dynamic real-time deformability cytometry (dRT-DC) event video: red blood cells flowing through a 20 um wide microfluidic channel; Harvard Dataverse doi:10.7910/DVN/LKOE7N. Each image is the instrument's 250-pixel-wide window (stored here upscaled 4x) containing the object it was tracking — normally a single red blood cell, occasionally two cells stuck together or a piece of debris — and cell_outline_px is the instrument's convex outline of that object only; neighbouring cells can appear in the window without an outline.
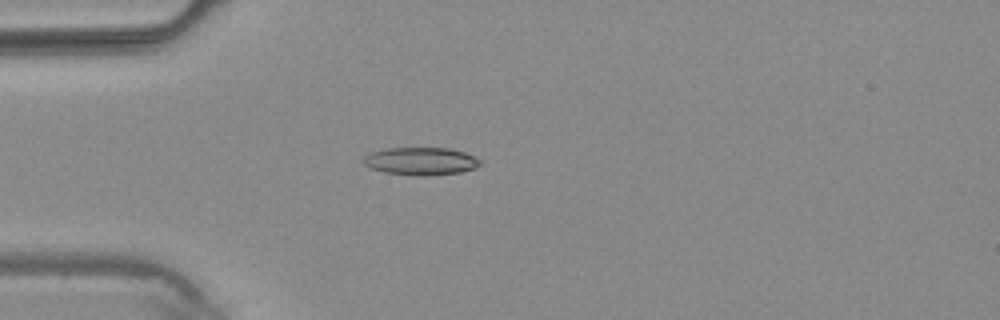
{"species": "common noctule bat (a hibernating species)", "species_latin": "Nyctalus noctula", "temperature_condition": "warm", "stored_images_in_passage": 3, "camera_frame_rate_fps": 3000, "um_per_image_px": 0.085, "animal": {"sex": "male", "body_mass_g": 20.4}, "frame": {"image": 1, "passage_image": 3, "time_ms": 3.0, "image_size_px": [1000, 320], "cell_outline_px": [[480, 164], [476, 168], [460, 172], [424, 176], [416, 176], [384, 172], [372, 168], [364, 164], [364, 156], [372, 152], [388, 148], [448, 148], [464, 152], [480, 160]], "centroid_in_image_um": [35.77, 13.7], "position_along_channel_um": 49.2, "area_um2": 18.67}}